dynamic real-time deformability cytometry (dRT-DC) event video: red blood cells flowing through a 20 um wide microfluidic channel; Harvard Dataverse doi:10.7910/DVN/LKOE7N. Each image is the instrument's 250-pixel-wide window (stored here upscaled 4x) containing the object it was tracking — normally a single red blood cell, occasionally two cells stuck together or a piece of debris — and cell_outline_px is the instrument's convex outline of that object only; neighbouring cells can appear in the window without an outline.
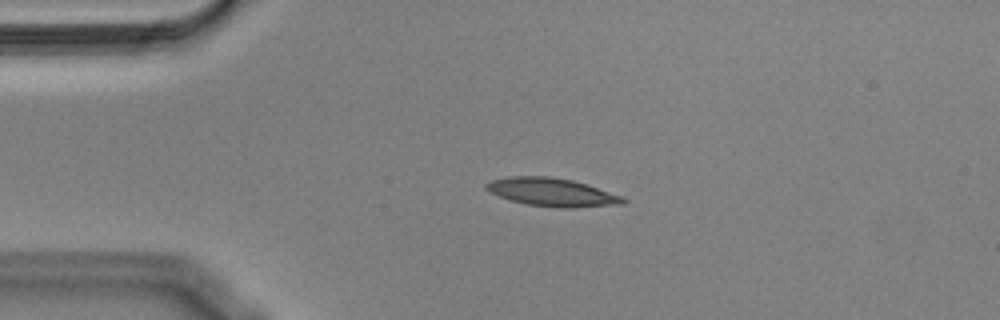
{"species": "Egyptian fruit bat (a non-hibernating species)", "species_latin": "Rousettus aegyptiacus", "temperature_condition": "cold", "stored_images_in_passage": 44, "camera_frame_rate_fps": 3000, "um_per_image_px": 0.085, "animal": {"sex": "male"}, "frame": {"image": 1, "passage_image": 1, "time_ms": 0.0, "image_size_px": [1000, 320], "cell_outline_px": [[628, 200], [624, 204], [572, 208], [556, 208], [528, 204], [512, 200], [500, 196], [484, 188], [484, 184], [492, 180], [508, 176], [548, 176], [572, 180], [588, 184], [624, 196]], "centroid_in_image_um": [46.99, 16.34], "position_along_channel_um": 38.0, "area_um2": 22.66}}
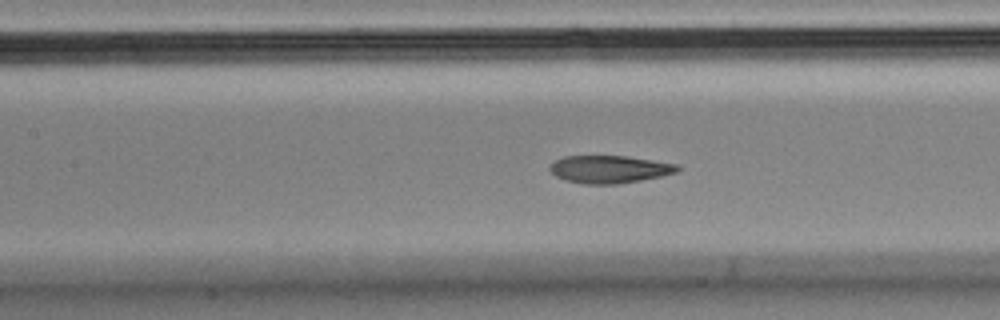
{"frame": {"image": 2, "passage_image": 13, "time_ms": 4.0, "image_size_px": [1000, 320], "cell_outline_px": [[680, 168], [676, 172], [660, 176], [640, 180], [616, 184], [584, 184], [564, 180], [556, 176], [548, 168], [556, 160], [564, 156], [628, 156], [680, 164]], "centroid_in_image_um": [51.82, 14.38], "position_along_channel_um": 155.6, "area_um2": 20.52}}
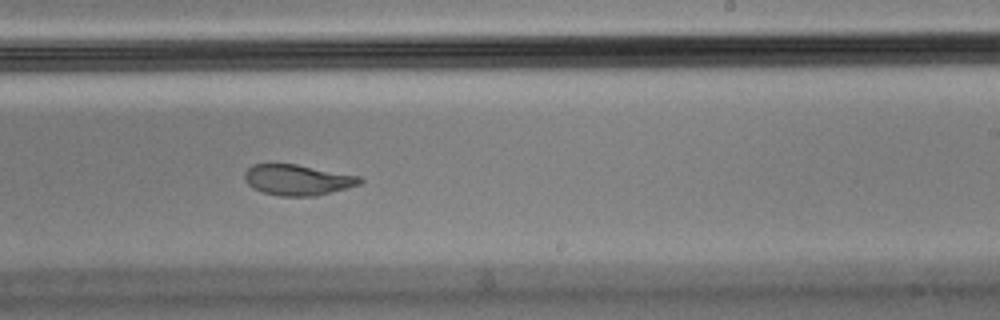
{"frame": {"image": 3, "passage_image": 22, "time_ms": 7.0, "image_size_px": [1000, 320], "cell_outline_px": [[364, 180], [360, 184], [316, 196], [280, 196], [264, 192], [252, 188], [244, 180], [244, 172], [252, 164], [296, 164], [360, 176]], "centroid_in_image_um": [25.27, 15.29], "position_along_channel_um": 263.7, "area_um2": 20.58}, "authors_computed_cell_mechanics": {"area_um2": 21.964, "velocity_mm_per_s": 3.6213, "shape_relaxation_time_tau1_ms": 6.4417, "shape_relaxation_time_tau2_ms": 2.0362, "deformation_change_tau1": 0.2346, "deformation_change_tau2": 0.0593}}